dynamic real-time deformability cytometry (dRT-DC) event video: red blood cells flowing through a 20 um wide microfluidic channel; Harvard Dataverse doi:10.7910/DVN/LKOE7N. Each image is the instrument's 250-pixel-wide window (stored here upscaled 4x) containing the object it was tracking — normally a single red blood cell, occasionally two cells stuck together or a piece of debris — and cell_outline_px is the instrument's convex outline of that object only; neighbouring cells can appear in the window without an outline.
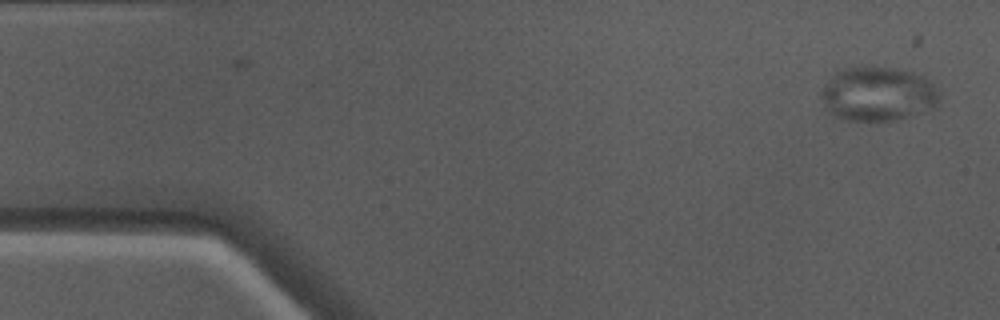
{"species": "Egyptian fruit bat (a non-hibernating species)", "species_latin": "Rousettus aegyptiacus", "temperature_condition": "warm", "stored_images_in_passage": 48, "camera_frame_rate_fps": 3000, "um_per_image_px": 0.085, "animal": {"sex": "male"}, "frame": {"image": 1, "passage_image": 1, "time_ms": 0.0, "image_size_px": [1000, 320], "cell_outline_px": [[940, 96], [936, 108], [900, 120], [848, 120], [832, 116], [828, 112], [820, 96], [820, 92], [824, 84], [836, 72], [844, 68], [856, 64], [876, 64], [896, 68], [912, 72], [924, 76], [940, 92]], "centroid_in_image_um": [74.62, 7.95], "position_along_channel_um": 10.4, "area_um2": 38.55}}
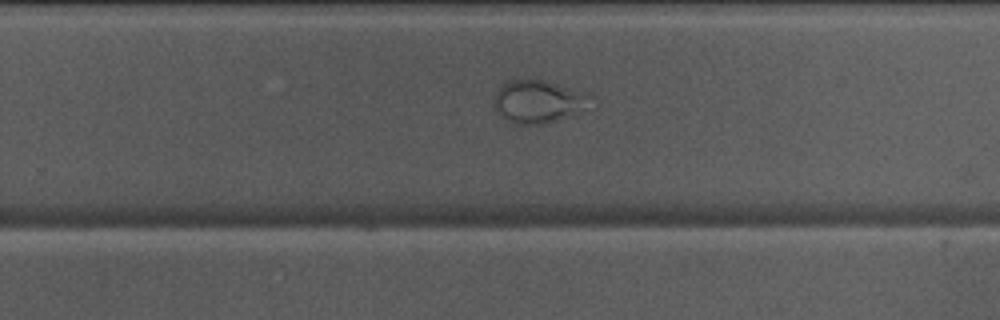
{"frame": {"image": 2, "passage_image": 30, "time_ms": 9.667, "image_size_px": [1000, 320], "cell_outline_px": [[600, 108], [544, 124], [512, 124], [500, 116], [496, 112], [492, 104], [492, 96], [504, 80], [544, 80], [596, 96]], "centroid_in_image_um": [45.89, 8.66], "position_along_channel_um": 283.9, "area_um2": 25.66}}
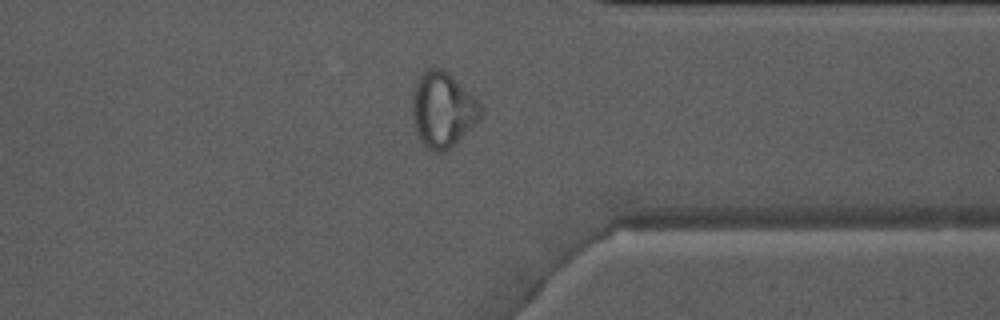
{"frame": {"image": 3, "passage_image": 37, "time_ms": 12.0, "image_size_px": [1000, 320], "cell_outline_px": [[484, 116], [444, 152], [436, 152], [428, 148], [424, 144], [416, 132], [412, 112], [412, 108], [416, 84], [420, 76], [424, 72], [432, 68], [444, 68], [480, 104], [484, 112]], "centroid_in_image_um": [37.65, 9.33], "position_along_channel_um": 373.7, "area_um2": 29.25}}